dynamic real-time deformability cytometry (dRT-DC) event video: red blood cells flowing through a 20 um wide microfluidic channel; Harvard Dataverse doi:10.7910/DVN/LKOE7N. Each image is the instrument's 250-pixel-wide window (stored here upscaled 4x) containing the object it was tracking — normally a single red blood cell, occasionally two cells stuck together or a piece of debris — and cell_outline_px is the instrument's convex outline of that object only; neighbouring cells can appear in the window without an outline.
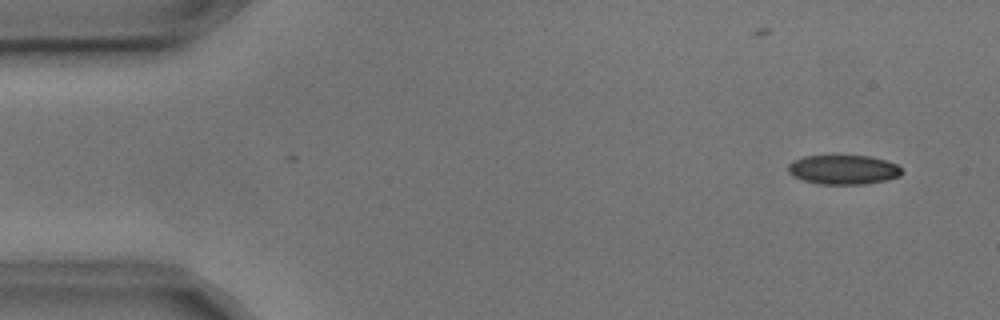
{"species": "common noctule bat (a hibernating species)", "species_latin": "Nyctalus noctula", "temperature_condition": "cold", "stored_images_in_passage": 7, "camera_frame_rate_fps": 3000, "um_per_image_px": 0.085, "animal": {"sex": "male", "body_mass_g": 17.9, "forearm_length_mm": 54.2}, "frame": {"image": 1, "passage_image": 1, "time_ms": 0.0, "image_size_px": [1000, 320], "cell_outline_px": [[900, 176], [888, 180], [864, 184], [820, 184], [804, 180], [792, 176], [788, 172], [788, 164], [792, 160], [804, 156], [872, 156], [896, 164], [900, 168]], "centroid_in_image_um": [71.66, 14.42], "position_along_channel_um": 13.3, "area_um2": 19.42}}
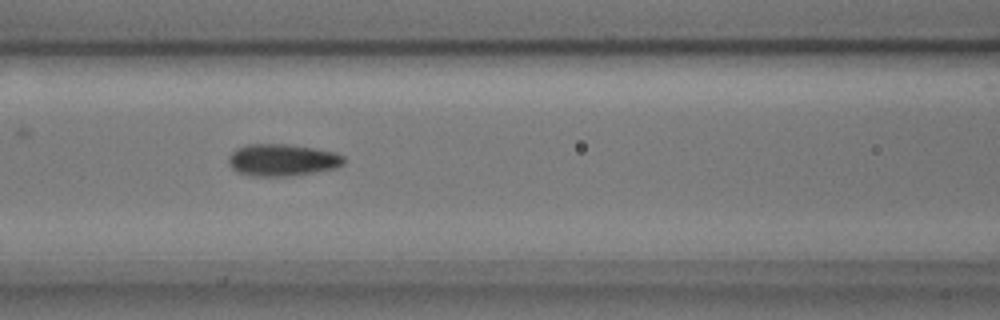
{"frame": {"image": 2, "passage_image": 6, "time_ms": 1.667, "image_size_px": [1000, 320], "cell_outline_px": [[344, 164], [336, 168], [312, 172], [284, 176], [252, 176], [236, 172], [228, 164], [228, 156], [236, 148], [248, 144], [288, 144], [316, 148], [336, 152], [344, 156]], "centroid_in_image_um": [23.97, 13.59], "position_along_channel_um": 142.6, "area_um2": 21.62}}
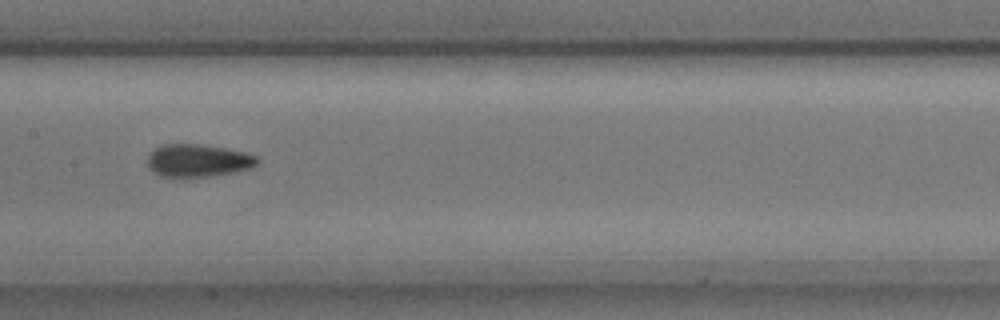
{"frame": {"image": 3, "passage_image": 7, "time_ms": 2.0, "image_size_px": [1000, 320], "cell_outline_px": [[260, 164], [252, 168], [208, 176], [160, 176], [152, 172], [148, 168], [148, 156], [156, 148], [164, 144], [200, 144], [224, 148], [244, 152], [256, 156], [260, 160]], "centroid_in_image_um": [16.84, 13.64], "position_along_channel_um": 190.6, "area_um2": 20.69}}